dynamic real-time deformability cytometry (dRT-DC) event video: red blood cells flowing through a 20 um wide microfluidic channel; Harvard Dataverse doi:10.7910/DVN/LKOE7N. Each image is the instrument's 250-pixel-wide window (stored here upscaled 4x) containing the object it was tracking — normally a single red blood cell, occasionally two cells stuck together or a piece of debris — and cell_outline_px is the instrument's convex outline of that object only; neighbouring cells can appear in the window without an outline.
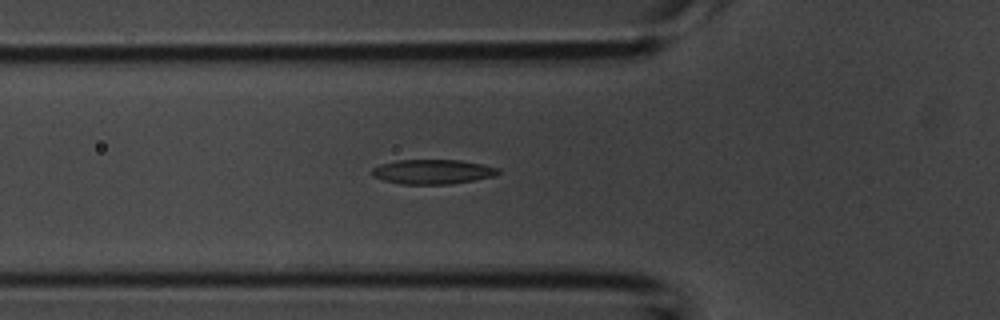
{"species": "common noctule bat (a hibernating species)", "species_latin": "Nyctalus noctula", "temperature_condition": "room temperature", "stored_images_in_passage": 39, "camera_frame_rate_fps": 3000, "um_per_image_px": 0.085, "animal": {"sex": "male", "body_mass_g": 20.1, "forearm_length_mm": 53.5}, "frame": {"image": 1, "passage_image": 3, "time_ms": 0.667, "image_size_px": [1000, 320], "cell_outline_px": [[500, 172], [496, 176], [476, 180], [452, 184], [400, 184], [384, 180], [372, 176], [372, 168], [380, 164], [396, 160], [460, 160], [500, 168]], "centroid_in_image_um": [36.79, 14.6], "position_along_channel_um": 89.0, "area_um2": 18.21}}
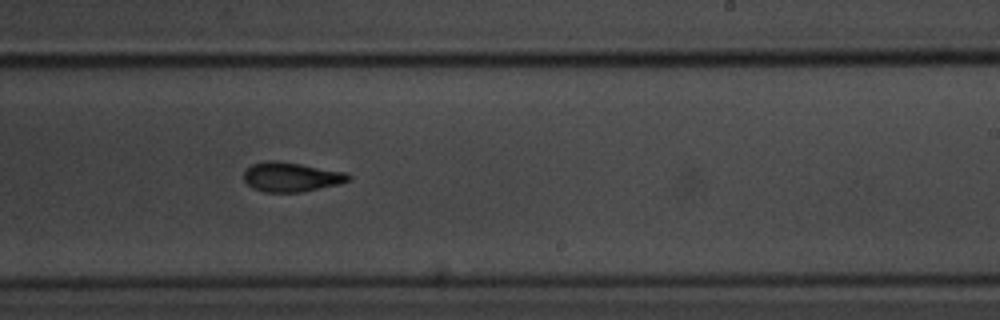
{"frame": {"image": 2, "passage_image": 17, "time_ms": 5.333, "image_size_px": [1000, 320], "cell_outline_px": [[352, 176], [348, 180], [340, 184], [304, 192], [264, 192], [252, 188], [244, 180], [244, 172], [252, 164], [268, 160], [276, 160], [348, 172]], "centroid_in_image_um": [24.78, 15.05], "position_along_channel_um": 264.2, "area_um2": 18.09}}
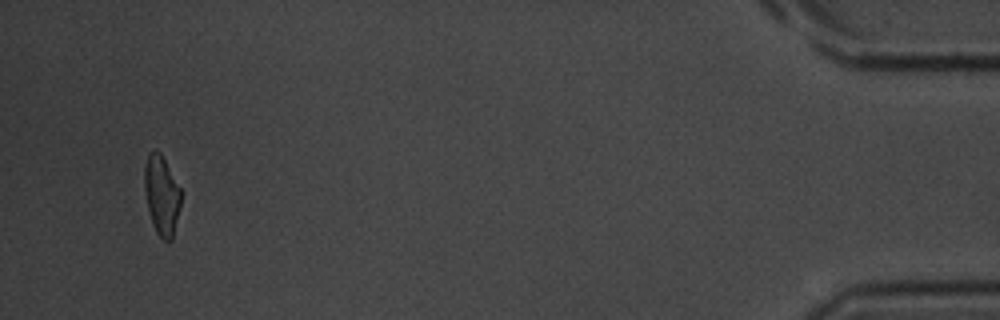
{"frame": {"image": 3, "passage_image": 36, "time_ms": 11.667, "image_size_px": [1000, 320], "cell_outline_px": [[180, 208], [172, 240], [164, 240], [156, 232], [148, 208], [144, 188], [144, 168], [148, 156], [156, 148], [160, 152], [180, 188]], "centroid_in_image_um": [13.74, 16.59], "position_along_channel_um": 421.5, "area_um2": 16.53}}